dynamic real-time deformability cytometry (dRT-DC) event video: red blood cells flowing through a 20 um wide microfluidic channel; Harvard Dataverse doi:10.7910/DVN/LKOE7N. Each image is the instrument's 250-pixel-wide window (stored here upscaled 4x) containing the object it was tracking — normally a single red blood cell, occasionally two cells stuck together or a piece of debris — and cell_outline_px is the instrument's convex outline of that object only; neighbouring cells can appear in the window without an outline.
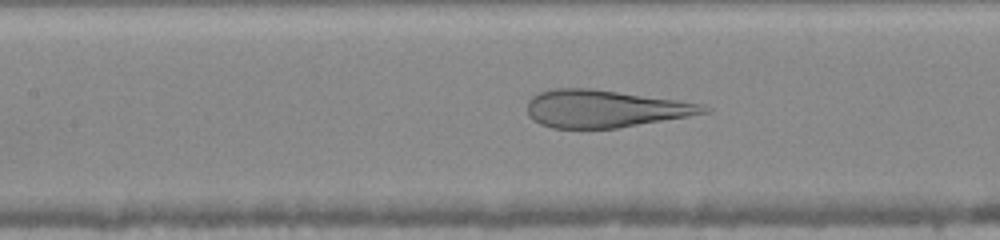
{"species": "human", "species_latin": "Homo sapiens", "temperature_condition": "warm", "stored_images_in_passage": 9, "camera_frame_rate_fps": 3000, "um_per_image_px": 0.085, "donor": {"sex": "female"}, "frame": {"image": 1, "passage_image": 7, "time_ms": 2.0, "image_size_px": [1000, 240], "cell_outline_px": [[712, 112], [620, 128], [552, 128], [540, 124], [532, 120], [528, 116], [528, 100], [532, 96], [540, 92], [552, 88], [592, 88], [704, 104], [712, 108]], "centroid_in_image_um": [51.42, 9.24], "position_along_channel_um": 156.0, "area_um2": 38.73}}